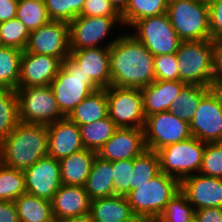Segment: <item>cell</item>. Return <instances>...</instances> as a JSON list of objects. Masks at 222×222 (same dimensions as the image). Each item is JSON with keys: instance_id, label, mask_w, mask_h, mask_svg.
<instances>
[{"instance_id": "obj_1", "label": "cell", "mask_w": 222, "mask_h": 222, "mask_svg": "<svg viewBox=\"0 0 222 222\" xmlns=\"http://www.w3.org/2000/svg\"><path fill=\"white\" fill-rule=\"evenodd\" d=\"M124 33L109 46L111 86L141 89L155 80L154 56L131 33Z\"/></svg>"}, {"instance_id": "obj_2", "label": "cell", "mask_w": 222, "mask_h": 222, "mask_svg": "<svg viewBox=\"0 0 222 222\" xmlns=\"http://www.w3.org/2000/svg\"><path fill=\"white\" fill-rule=\"evenodd\" d=\"M48 155V131L45 124L19 122L0 143L1 163L24 171Z\"/></svg>"}, {"instance_id": "obj_3", "label": "cell", "mask_w": 222, "mask_h": 222, "mask_svg": "<svg viewBox=\"0 0 222 222\" xmlns=\"http://www.w3.org/2000/svg\"><path fill=\"white\" fill-rule=\"evenodd\" d=\"M179 81L187 85L212 87L215 80L212 40L181 41L176 52Z\"/></svg>"}, {"instance_id": "obj_4", "label": "cell", "mask_w": 222, "mask_h": 222, "mask_svg": "<svg viewBox=\"0 0 222 222\" xmlns=\"http://www.w3.org/2000/svg\"><path fill=\"white\" fill-rule=\"evenodd\" d=\"M180 191V181L170 175L160 172L142 185H136L126 198L134 216L142 218L158 217L166 204Z\"/></svg>"}, {"instance_id": "obj_5", "label": "cell", "mask_w": 222, "mask_h": 222, "mask_svg": "<svg viewBox=\"0 0 222 222\" xmlns=\"http://www.w3.org/2000/svg\"><path fill=\"white\" fill-rule=\"evenodd\" d=\"M50 87L61 113L67 117L86 97L99 88L86 77L80 66L68 56Z\"/></svg>"}, {"instance_id": "obj_6", "label": "cell", "mask_w": 222, "mask_h": 222, "mask_svg": "<svg viewBox=\"0 0 222 222\" xmlns=\"http://www.w3.org/2000/svg\"><path fill=\"white\" fill-rule=\"evenodd\" d=\"M167 14L182 41L211 40L205 0H168Z\"/></svg>"}, {"instance_id": "obj_7", "label": "cell", "mask_w": 222, "mask_h": 222, "mask_svg": "<svg viewBox=\"0 0 222 222\" xmlns=\"http://www.w3.org/2000/svg\"><path fill=\"white\" fill-rule=\"evenodd\" d=\"M206 143L195 137L167 145L157 151L161 172L181 181L197 174L202 166Z\"/></svg>"}, {"instance_id": "obj_8", "label": "cell", "mask_w": 222, "mask_h": 222, "mask_svg": "<svg viewBox=\"0 0 222 222\" xmlns=\"http://www.w3.org/2000/svg\"><path fill=\"white\" fill-rule=\"evenodd\" d=\"M16 91L20 122L48 125L65 118L50 86L22 87Z\"/></svg>"}, {"instance_id": "obj_9", "label": "cell", "mask_w": 222, "mask_h": 222, "mask_svg": "<svg viewBox=\"0 0 222 222\" xmlns=\"http://www.w3.org/2000/svg\"><path fill=\"white\" fill-rule=\"evenodd\" d=\"M132 35L153 55L176 54L181 39L170 23L167 13L134 22Z\"/></svg>"}, {"instance_id": "obj_10", "label": "cell", "mask_w": 222, "mask_h": 222, "mask_svg": "<svg viewBox=\"0 0 222 222\" xmlns=\"http://www.w3.org/2000/svg\"><path fill=\"white\" fill-rule=\"evenodd\" d=\"M106 95L108 116L118 128H144L146 117L140 89L110 86Z\"/></svg>"}, {"instance_id": "obj_11", "label": "cell", "mask_w": 222, "mask_h": 222, "mask_svg": "<svg viewBox=\"0 0 222 222\" xmlns=\"http://www.w3.org/2000/svg\"><path fill=\"white\" fill-rule=\"evenodd\" d=\"M69 24V48L85 49L96 47H109L117 39L110 40L107 45H101L116 24L123 22L121 17L83 16L79 15Z\"/></svg>"}, {"instance_id": "obj_12", "label": "cell", "mask_w": 222, "mask_h": 222, "mask_svg": "<svg viewBox=\"0 0 222 222\" xmlns=\"http://www.w3.org/2000/svg\"><path fill=\"white\" fill-rule=\"evenodd\" d=\"M143 129L146 148L156 152L167 145L192 137L189 123L171 111L147 116Z\"/></svg>"}, {"instance_id": "obj_13", "label": "cell", "mask_w": 222, "mask_h": 222, "mask_svg": "<svg viewBox=\"0 0 222 222\" xmlns=\"http://www.w3.org/2000/svg\"><path fill=\"white\" fill-rule=\"evenodd\" d=\"M189 125L191 135L200 141L222 142V100L214 88L201 98Z\"/></svg>"}, {"instance_id": "obj_14", "label": "cell", "mask_w": 222, "mask_h": 222, "mask_svg": "<svg viewBox=\"0 0 222 222\" xmlns=\"http://www.w3.org/2000/svg\"><path fill=\"white\" fill-rule=\"evenodd\" d=\"M24 51L53 56L63 62L70 55L69 24L51 20L31 31Z\"/></svg>"}, {"instance_id": "obj_15", "label": "cell", "mask_w": 222, "mask_h": 222, "mask_svg": "<svg viewBox=\"0 0 222 222\" xmlns=\"http://www.w3.org/2000/svg\"><path fill=\"white\" fill-rule=\"evenodd\" d=\"M23 172L26 193L36 197L51 201L62 185L59 161L49 155L42 157Z\"/></svg>"}, {"instance_id": "obj_16", "label": "cell", "mask_w": 222, "mask_h": 222, "mask_svg": "<svg viewBox=\"0 0 222 222\" xmlns=\"http://www.w3.org/2000/svg\"><path fill=\"white\" fill-rule=\"evenodd\" d=\"M180 191L195 210L222 208V178L193 174L180 181Z\"/></svg>"}, {"instance_id": "obj_17", "label": "cell", "mask_w": 222, "mask_h": 222, "mask_svg": "<svg viewBox=\"0 0 222 222\" xmlns=\"http://www.w3.org/2000/svg\"><path fill=\"white\" fill-rule=\"evenodd\" d=\"M61 66L59 58L23 51L18 88L50 86Z\"/></svg>"}, {"instance_id": "obj_18", "label": "cell", "mask_w": 222, "mask_h": 222, "mask_svg": "<svg viewBox=\"0 0 222 222\" xmlns=\"http://www.w3.org/2000/svg\"><path fill=\"white\" fill-rule=\"evenodd\" d=\"M144 129L117 128L113 136L97 152L107 161L134 159L146 150Z\"/></svg>"}, {"instance_id": "obj_19", "label": "cell", "mask_w": 222, "mask_h": 222, "mask_svg": "<svg viewBox=\"0 0 222 222\" xmlns=\"http://www.w3.org/2000/svg\"><path fill=\"white\" fill-rule=\"evenodd\" d=\"M69 56L99 89L111 86L109 47L70 49Z\"/></svg>"}, {"instance_id": "obj_20", "label": "cell", "mask_w": 222, "mask_h": 222, "mask_svg": "<svg viewBox=\"0 0 222 222\" xmlns=\"http://www.w3.org/2000/svg\"><path fill=\"white\" fill-rule=\"evenodd\" d=\"M48 155L60 161L84 149L79 126L67 117L48 124Z\"/></svg>"}, {"instance_id": "obj_21", "label": "cell", "mask_w": 222, "mask_h": 222, "mask_svg": "<svg viewBox=\"0 0 222 222\" xmlns=\"http://www.w3.org/2000/svg\"><path fill=\"white\" fill-rule=\"evenodd\" d=\"M90 198L83 186L62 184L51 200L55 220L90 213Z\"/></svg>"}, {"instance_id": "obj_22", "label": "cell", "mask_w": 222, "mask_h": 222, "mask_svg": "<svg viewBox=\"0 0 222 222\" xmlns=\"http://www.w3.org/2000/svg\"><path fill=\"white\" fill-rule=\"evenodd\" d=\"M186 85L181 81L154 80L148 86L141 88L145 117L154 113L169 111L172 102Z\"/></svg>"}, {"instance_id": "obj_23", "label": "cell", "mask_w": 222, "mask_h": 222, "mask_svg": "<svg viewBox=\"0 0 222 222\" xmlns=\"http://www.w3.org/2000/svg\"><path fill=\"white\" fill-rule=\"evenodd\" d=\"M93 222H138L126 196L113 195L91 200Z\"/></svg>"}, {"instance_id": "obj_24", "label": "cell", "mask_w": 222, "mask_h": 222, "mask_svg": "<svg viewBox=\"0 0 222 222\" xmlns=\"http://www.w3.org/2000/svg\"><path fill=\"white\" fill-rule=\"evenodd\" d=\"M97 152L82 149L59 161L62 184L83 186L92 169Z\"/></svg>"}, {"instance_id": "obj_25", "label": "cell", "mask_w": 222, "mask_h": 222, "mask_svg": "<svg viewBox=\"0 0 222 222\" xmlns=\"http://www.w3.org/2000/svg\"><path fill=\"white\" fill-rule=\"evenodd\" d=\"M113 177L112 163L96 156L84 185L90 200L115 195Z\"/></svg>"}, {"instance_id": "obj_26", "label": "cell", "mask_w": 222, "mask_h": 222, "mask_svg": "<svg viewBox=\"0 0 222 222\" xmlns=\"http://www.w3.org/2000/svg\"><path fill=\"white\" fill-rule=\"evenodd\" d=\"M108 116L106 89L94 91L76 106L67 118L77 126L90 124Z\"/></svg>"}, {"instance_id": "obj_27", "label": "cell", "mask_w": 222, "mask_h": 222, "mask_svg": "<svg viewBox=\"0 0 222 222\" xmlns=\"http://www.w3.org/2000/svg\"><path fill=\"white\" fill-rule=\"evenodd\" d=\"M14 204L19 222H55L51 201L24 193Z\"/></svg>"}, {"instance_id": "obj_28", "label": "cell", "mask_w": 222, "mask_h": 222, "mask_svg": "<svg viewBox=\"0 0 222 222\" xmlns=\"http://www.w3.org/2000/svg\"><path fill=\"white\" fill-rule=\"evenodd\" d=\"M212 87L186 85L177 98L172 102L170 110L176 117L190 123L194 117L201 98Z\"/></svg>"}, {"instance_id": "obj_29", "label": "cell", "mask_w": 222, "mask_h": 222, "mask_svg": "<svg viewBox=\"0 0 222 222\" xmlns=\"http://www.w3.org/2000/svg\"><path fill=\"white\" fill-rule=\"evenodd\" d=\"M22 50L0 45V89L17 90Z\"/></svg>"}, {"instance_id": "obj_30", "label": "cell", "mask_w": 222, "mask_h": 222, "mask_svg": "<svg viewBox=\"0 0 222 222\" xmlns=\"http://www.w3.org/2000/svg\"><path fill=\"white\" fill-rule=\"evenodd\" d=\"M85 149L98 152L118 128L109 116L90 124L79 126Z\"/></svg>"}, {"instance_id": "obj_31", "label": "cell", "mask_w": 222, "mask_h": 222, "mask_svg": "<svg viewBox=\"0 0 222 222\" xmlns=\"http://www.w3.org/2000/svg\"><path fill=\"white\" fill-rule=\"evenodd\" d=\"M19 122L17 91L0 89V143L14 130Z\"/></svg>"}, {"instance_id": "obj_32", "label": "cell", "mask_w": 222, "mask_h": 222, "mask_svg": "<svg viewBox=\"0 0 222 222\" xmlns=\"http://www.w3.org/2000/svg\"><path fill=\"white\" fill-rule=\"evenodd\" d=\"M167 7L168 0H129L121 14L123 26L130 27L143 18L167 13Z\"/></svg>"}, {"instance_id": "obj_33", "label": "cell", "mask_w": 222, "mask_h": 222, "mask_svg": "<svg viewBox=\"0 0 222 222\" xmlns=\"http://www.w3.org/2000/svg\"><path fill=\"white\" fill-rule=\"evenodd\" d=\"M161 172L159 156L156 151L146 149L141 155L133 159V173L131 177V190L136 185L148 182Z\"/></svg>"}, {"instance_id": "obj_34", "label": "cell", "mask_w": 222, "mask_h": 222, "mask_svg": "<svg viewBox=\"0 0 222 222\" xmlns=\"http://www.w3.org/2000/svg\"><path fill=\"white\" fill-rule=\"evenodd\" d=\"M16 18L19 19L30 32L51 21L44 0H18Z\"/></svg>"}, {"instance_id": "obj_35", "label": "cell", "mask_w": 222, "mask_h": 222, "mask_svg": "<svg viewBox=\"0 0 222 222\" xmlns=\"http://www.w3.org/2000/svg\"><path fill=\"white\" fill-rule=\"evenodd\" d=\"M24 193H26L24 172L1 163L0 201H15Z\"/></svg>"}, {"instance_id": "obj_36", "label": "cell", "mask_w": 222, "mask_h": 222, "mask_svg": "<svg viewBox=\"0 0 222 222\" xmlns=\"http://www.w3.org/2000/svg\"><path fill=\"white\" fill-rule=\"evenodd\" d=\"M30 30L17 18L1 23V45L25 50Z\"/></svg>"}, {"instance_id": "obj_37", "label": "cell", "mask_w": 222, "mask_h": 222, "mask_svg": "<svg viewBox=\"0 0 222 222\" xmlns=\"http://www.w3.org/2000/svg\"><path fill=\"white\" fill-rule=\"evenodd\" d=\"M193 216L194 207L188 202L187 197L178 191L158 217L163 222H188Z\"/></svg>"}, {"instance_id": "obj_38", "label": "cell", "mask_w": 222, "mask_h": 222, "mask_svg": "<svg viewBox=\"0 0 222 222\" xmlns=\"http://www.w3.org/2000/svg\"><path fill=\"white\" fill-rule=\"evenodd\" d=\"M85 0H44L49 18L71 22L80 15Z\"/></svg>"}, {"instance_id": "obj_39", "label": "cell", "mask_w": 222, "mask_h": 222, "mask_svg": "<svg viewBox=\"0 0 222 222\" xmlns=\"http://www.w3.org/2000/svg\"><path fill=\"white\" fill-rule=\"evenodd\" d=\"M199 173L222 178V142L206 143Z\"/></svg>"}, {"instance_id": "obj_40", "label": "cell", "mask_w": 222, "mask_h": 222, "mask_svg": "<svg viewBox=\"0 0 222 222\" xmlns=\"http://www.w3.org/2000/svg\"><path fill=\"white\" fill-rule=\"evenodd\" d=\"M115 195L126 196L131 191L133 159L112 161Z\"/></svg>"}, {"instance_id": "obj_41", "label": "cell", "mask_w": 222, "mask_h": 222, "mask_svg": "<svg viewBox=\"0 0 222 222\" xmlns=\"http://www.w3.org/2000/svg\"><path fill=\"white\" fill-rule=\"evenodd\" d=\"M155 80L179 81V68L176 54L154 56Z\"/></svg>"}, {"instance_id": "obj_42", "label": "cell", "mask_w": 222, "mask_h": 222, "mask_svg": "<svg viewBox=\"0 0 222 222\" xmlns=\"http://www.w3.org/2000/svg\"><path fill=\"white\" fill-rule=\"evenodd\" d=\"M80 15L121 17L109 0H85Z\"/></svg>"}, {"instance_id": "obj_43", "label": "cell", "mask_w": 222, "mask_h": 222, "mask_svg": "<svg viewBox=\"0 0 222 222\" xmlns=\"http://www.w3.org/2000/svg\"><path fill=\"white\" fill-rule=\"evenodd\" d=\"M211 40L222 38V0L208 2Z\"/></svg>"}, {"instance_id": "obj_44", "label": "cell", "mask_w": 222, "mask_h": 222, "mask_svg": "<svg viewBox=\"0 0 222 222\" xmlns=\"http://www.w3.org/2000/svg\"><path fill=\"white\" fill-rule=\"evenodd\" d=\"M199 222H222V208L210 207L195 210Z\"/></svg>"}, {"instance_id": "obj_45", "label": "cell", "mask_w": 222, "mask_h": 222, "mask_svg": "<svg viewBox=\"0 0 222 222\" xmlns=\"http://www.w3.org/2000/svg\"><path fill=\"white\" fill-rule=\"evenodd\" d=\"M0 222H19L14 201H0Z\"/></svg>"}, {"instance_id": "obj_46", "label": "cell", "mask_w": 222, "mask_h": 222, "mask_svg": "<svg viewBox=\"0 0 222 222\" xmlns=\"http://www.w3.org/2000/svg\"><path fill=\"white\" fill-rule=\"evenodd\" d=\"M18 0H0V23L16 18Z\"/></svg>"}, {"instance_id": "obj_47", "label": "cell", "mask_w": 222, "mask_h": 222, "mask_svg": "<svg viewBox=\"0 0 222 222\" xmlns=\"http://www.w3.org/2000/svg\"><path fill=\"white\" fill-rule=\"evenodd\" d=\"M215 59V80H222V38L213 41Z\"/></svg>"}, {"instance_id": "obj_48", "label": "cell", "mask_w": 222, "mask_h": 222, "mask_svg": "<svg viewBox=\"0 0 222 222\" xmlns=\"http://www.w3.org/2000/svg\"><path fill=\"white\" fill-rule=\"evenodd\" d=\"M55 222H93L92 217L90 213L73 217V218H68V219H63V220H55Z\"/></svg>"}, {"instance_id": "obj_49", "label": "cell", "mask_w": 222, "mask_h": 222, "mask_svg": "<svg viewBox=\"0 0 222 222\" xmlns=\"http://www.w3.org/2000/svg\"><path fill=\"white\" fill-rule=\"evenodd\" d=\"M112 6L115 8V10L121 15L128 4L129 0H109Z\"/></svg>"}, {"instance_id": "obj_50", "label": "cell", "mask_w": 222, "mask_h": 222, "mask_svg": "<svg viewBox=\"0 0 222 222\" xmlns=\"http://www.w3.org/2000/svg\"><path fill=\"white\" fill-rule=\"evenodd\" d=\"M213 88L219 94L222 100V80H214Z\"/></svg>"}, {"instance_id": "obj_51", "label": "cell", "mask_w": 222, "mask_h": 222, "mask_svg": "<svg viewBox=\"0 0 222 222\" xmlns=\"http://www.w3.org/2000/svg\"><path fill=\"white\" fill-rule=\"evenodd\" d=\"M138 222H163L159 217L142 218Z\"/></svg>"}, {"instance_id": "obj_52", "label": "cell", "mask_w": 222, "mask_h": 222, "mask_svg": "<svg viewBox=\"0 0 222 222\" xmlns=\"http://www.w3.org/2000/svg\"><path fill=\"white\" fill-rule=\"evenodd\" d=\"M188 222H199L196 216H193L191 219L188 220Z\"/></svg>"}]
</instances>
